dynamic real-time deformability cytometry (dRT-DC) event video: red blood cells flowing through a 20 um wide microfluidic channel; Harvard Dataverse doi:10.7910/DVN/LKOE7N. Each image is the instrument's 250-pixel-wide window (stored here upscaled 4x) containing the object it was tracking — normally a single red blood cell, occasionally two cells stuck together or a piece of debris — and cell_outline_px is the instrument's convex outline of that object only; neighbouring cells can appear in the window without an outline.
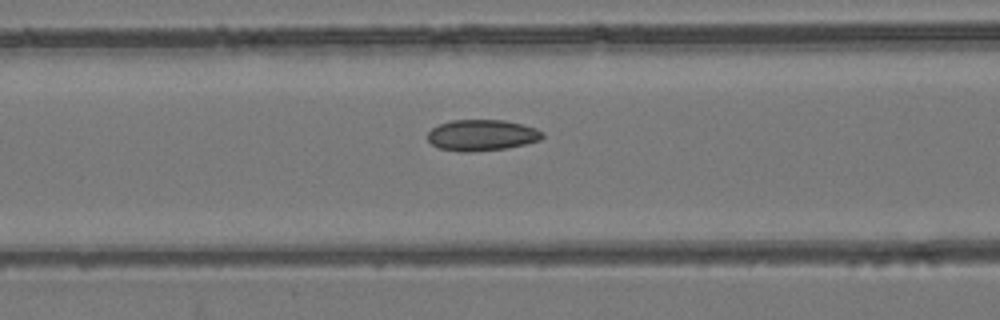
{"species": "common noctule bat (a hibernating species)", "species_latin": "Nyctalus noctula", "temperature_condition": "room temperature", "stored_images_in_passage": 53, "camera_frame_rate_fps": 3000, "um_per_image_px": 0.085, "animal": {"sex": "female", "body_mass_g": 24.6, "forearm_length_mm": 56.2}, "frame": {"image": 1, "passage_image": 21, "time_ms": 6.667, "image_size_px": [1000, 320], "cell_outline_px": [[544, 136], [540, 140], [508, 148], [468, 152], [460, 152], [440, 148], [432, 144], [428, 140], [428, 132], [432, 128], [440, 124], [452, 120], [504, 120], [524, 124], [536, 128], [544, 132]], "centroid_in_image_um": [40.98, 11.49], "position_along_channel_um": 125.6, "area_um2": 20.87}}
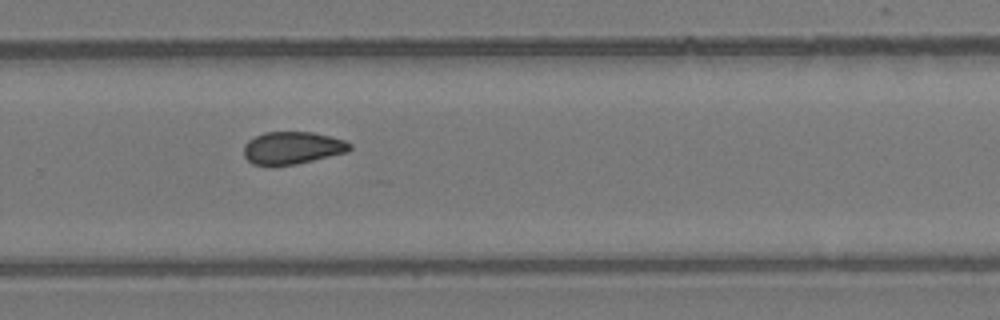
{"frame": {"image": 2, "passage_image": 35, "time_ms": 11.333, "image_size_px": [1000, 320], "cell_outline_px": [[352, 148], [348, 152], [296, 164], [252, 164], [244, 156], [244, 144], [248, 140], [264, 132], [312, 132], [344, 140], [352, 144]], "centroid_in_image_um": [24.86, 12.56], "position_along_channel_um": 304.9, "area_um2": 19.83}}
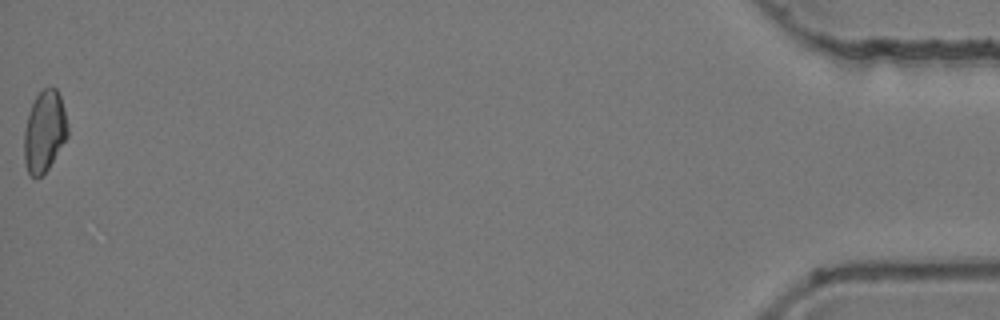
{"frame": {"image": 3, "passage_image": 53, "time_ms": 17.333, "image_size_px": [1000, 320], "cell_outline_px": [[68, 136], [48, 168], [36, 180], [28, 172], [24, 164], [24, 128], [28, 112], [36, 96], [44, 88], [56, 88], [60, 96], [64, 108], [68, 124]], "centroid_in_image_um": [3.77, 11.18], "position_along_channel_um": 431.4, "area_um2": 20.69}, "authors_computed_cell_mechanics": {"area_um2": 20.6924, "velocity_mm_per_s": 3.8662, "shape_relaxation_time_tau1_ms": null, "shape_relaxation_time_tau2_ms": 3.9332, "deformation_change_tau1": null, "deformation_change_tau2": 0.0938}}